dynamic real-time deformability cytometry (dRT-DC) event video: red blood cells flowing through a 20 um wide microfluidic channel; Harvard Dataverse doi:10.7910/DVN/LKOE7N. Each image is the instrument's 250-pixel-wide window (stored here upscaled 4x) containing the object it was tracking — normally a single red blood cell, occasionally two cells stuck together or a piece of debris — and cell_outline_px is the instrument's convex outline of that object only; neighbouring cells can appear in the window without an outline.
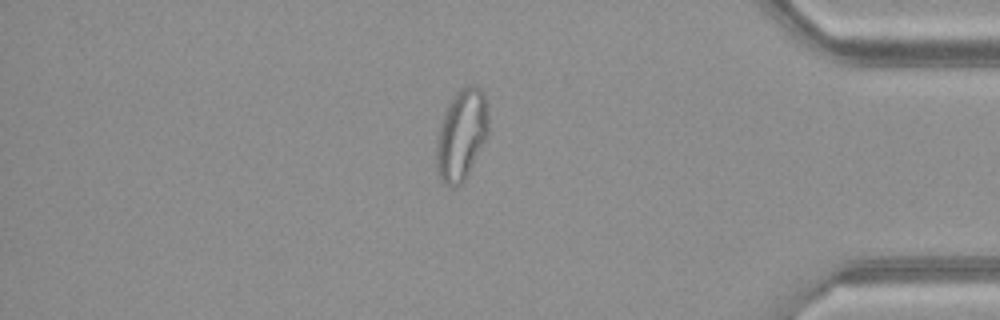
{"species": "common noctule bat (a hibernating species)", "species_latin": "Nyctalus noctula", "temperature_condition": "warm", "stored_images_in_passage": 49, "camera_frame_rate_fps": 3000, "um_per_image_px": 0.085, "animal": {"sex": "female", "body_mass_g": 21.9}, "frame": {"image": 1, "passage_image": 42, "time_ms": 13.667, "image_size_px": [1000, 320], "cell_outline_px": [[488, 132], [464, 180], [456, 188], [452, 188], [444, 184], [440, 180], [436, 172], [436, 136], [440, 120], [452, 96], [456, 92], [468, 84], [476, 84], [484, 92], [488, 108]], "centroid_in_image_um": [39.19, 11.43], "position_along_channel_um": 396.0, "area_um2": 27.98}, "authors_computed_cell_mechanics": {"area_um2": 27.8018, "velocity_mm_per_s": 4.1578, "shape_relaxation_time_tau1_ms": null, "shape_relaxation_time_tau2_ms": 0.8697, "deformation_change_tau1": null, "deformation_change_tau2": 0.0721}}